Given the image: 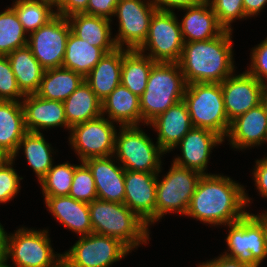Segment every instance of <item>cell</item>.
Listing matches in <instances>:
<instances>
[{"label": "cell", "instance_id": "obj_1", "mask_svg": "<svg viewBox=\"0 0 267 267\" xmlns=\"http://www.w3.org/2000/svg\"><path fill=\"white\" fill-rule=\"evenodd\" d=\"M250 200L244 188L230 177L207 173L199 179L185 215L226 226L248 213L243 208Z\"/></svg>", "mask_w": 267, "mask_h": 267}, {"label": "cell", "instance_id": "obj_2", "mask_svg": "<svg viewBox=\"0 0 267 267\" xmlns=\"http://www.w3.org/2000/svg\"><path fill=\"white\" fill-rule=\"evenodd\" d=\"M232 31L224 30L219 36L203 41L184 42L179 60L186 84L222 83L232 75Z\"/></svg>", "mask_w": 267, "mask_h": 267}, {"label": "cell", "instance_id": "obj_3", "mask_svg": "<svg viewBox=\"0 0 267 267\" xmlns=\"http://www.w3.org/2000/svg\"><path fill=\"white\" fill-rule=\"evenodd\" d=\"M88 205L93 233L116 238L130 250L146 244L149 225L124 203L95 199Z\"/></svg>", "mask_w": 267, "mask_h": 267}, {"label": "cell", "instance_id": "obj_4", "mask_svg": "<svg viewBox=\"0 0 267 267\" xmlns=\"http://www.w3.org/2000/svg\"><path fill=\"white\" fill-rule=\"evenodd\" d=\"M186 82L179 63L155 62L140 96L142 120L147 125L172 105L183 100Z\"/></svg>", "mask_w": 267, "mask_h": 267}, {"label": "cell", "instance_id": "obj_5", "mask_svg": "<svg viewBox=\"0 0 267 267\" xmlns=\"http://www.w3.org/2000/svg\"><path fill=\"white\" fill-rule=\"evenodd\" d=\"M185 102L193 127L205 128L223 139L229 132L221 83H190L186 86Z\"/></svg>", "mask_w": 267, "mask_h": 267}, {"label": "cell", "instance_id": "obj_6", "mask_svg": "<svg viewBox=\"0 0 267 267\" xmlns=\"http://www.w3.org/2000/svg\"><path fill=\"white\" fill-rule=\"evenodd\" d=\"M121 131L116 132L115 151L118 160L123 163L125 170L160 173L161 160L165 152L157 144L155 146L151 139L138 126H122Z\"/></svg>", "mask_w": 267, "mask_h": 267}, {"label": "cell", "instance_id": "obj_7", "mask_svg": "<svg viewBox=\"0 0 267 267\" xmlns=\"http://www.w3.org/2000/svg\"><path fill=\"white\" fill-rule=\"evenodd\" d=\"M201 177L200 172L172 163L164 179L157 180L155 221L171 211L185 215Z\"/></svg>", "mask_w": 267, "mask_h": 267}, {"label": "cell", "instance_id": "obj_8", "mask_svg": "<svg viewBox=\"0 0 267 267\" xmlns=\"http://www.w3.org/2000/svg\"><path fill=\"white\" fill-rule=\"evenodd\" d=\"M183 46L182 31L174 12L157 10L151 18L148 36L138 51L143 53L150 49L148 56L155 62L178 63Z\"/></svg>", "mask_w": 267, "mask_h": 267}, {"label": "cell", "instance_id": "obj_9", "mask_svg": "<svg viewBox=\"0 0 267 267\" xmlns=\"http://www.w3.org/2000/svg\"><path fill=\"white\" fill-rule=\"evenodd\" d=\"M131 251L120 240L91 233L82 236L72 248L62 254L68 267H109Z\"/></svg>", "mask_w": 267, "mask_h": 267}, {"label": "cell", "instance_id": "obj_10", "mask_svg": "<svg viewBox=\"0 0 267 267\" xmlns=\"http://www.w3.org/2000/svg\"><path fill=\"white\" fill-rule=\"evenodd\" d=\"M47 233L18 229L8 237L7 259L11 256L15 267H56L63 261L62 254H54Z\"/></svg>", "mask_w": 267, "mask_h": 267}, {"label": "cell", "instance_id": "obj_11", "mask_svg": "<svg viewBox=\"0 0 267 267\" xmlns=\"http://www.w3.org/2000/svg\"><path fill=\"white\" fill-rule=\"evenodd\" d=\"M230 230L226 238L230 253L224 255L258 267L267 257L265 232L262 224L249 212L240 220L228 224Z\"/></svg>", "mask_w": 267, "mask_h": 267}, {"label": "cell", "instance_id": "obj_12", "mask_svg": "<svg viewBox=\"0 0 267 267\" xmlns=\"http://www.w3.org/2000/svg\"><path fill=\"white\" fill-rule=\"evenodd\" d=\"M70 32L67 17L56 14L38 30L29 33L27 46L45 70L62 67Z\"/></svg>", "mask_w": 267, "mask_h": 267}, {"label": "cell", "instance_id": "obj_13", "mask_svg": "<svg viewBox=\"0 0 267 267\" xmlns=\"http://www.w3.org/2000/svg\"><path fill=\"white\" fill-rule=\"evenodd\" d=\"M70 130V144L78 152L81 162L114 155L116 130L112 121L103 115L77 124Z\"/></svg>", "mask_w": 267, "mask_h": 267}, {"label": "cell", "instance_id": "obj_14", "mask_svg": "<svg viewBox=\"0 0 267 267\" xmlns=\"http://www.w3.org/2000/svg\"><path fill=\"white\" fill-rule=\"evenodd\" d=\"M119 0L114 16L119 19V33L114 38L116 46L122 48L124 44L127 50H138L145 42L150 21L157 11L149 1Z\"/></svg>", "mask_w": 267, "mask_h": 267}, {"label": "cell", "instance_id": "obj_15", "mask_svg": "<svg viewBox=\"0 0 267 267\" xmlns=\"http://www.w3.org/2000/svg\"><path fill=\"white\" fill-rule=\"evenodd\" d=\"M263 86L247 70L237 76L230 75L221 83L224 107L230 123L261 103Z\"/></svg>", "mask_w": 267, "mask_h": 267}, {"label": "cell", "instance_id": "obj_16", "mask_svg": "<svg viewBox=\"0 0 267 267\" xmlns=\"http://www.w3.org/2000/svg\"><path fill=\"white\" fill-rule=\"evenodd\" d=\"M157 175L125 170L124 204L147 225L155 222Z\"/></svg>", "mask_w": 267, "mask_h": 267}, {"label": "cell", "instance_id": "obj_17", "mask_svg": "<svg viewBox=\"0 0 267 267\" xmlns=\"http://www.w3.org/2000/svg\"><path fill=\"white\" fill-rule=\"evenodd\" d=\"M223 141L220 135L211 130L193 127L178 143L183 158H175L173 163L204 175L211 149Z\"/></svg>", "mask_w": 267, "mask_h": 267}, {"label": "cell", "instance_id": "obj_18", "mask_svg": "<svg viewBox=\"0 0 267 267\" xmlns=\"http://www.w3.org/2000/svg\"><path fill=\"white\" fill-rule=\"evenodd\" d=\"M113 155L94 157L84 161L93 174L97 190V199L124 203L125 169L111 160Z\"/></svg>", "mask_w": 267, "mask_h": 267}, {"label": "cell", "instance_id": "obj_19", "mask_svg": "<svg viewBox=\"0 0 267 267\" xmlns=\"http://www.w3.org/2000/svg\"><path fill=\"white\" fill-rule=\"evenodd\" d=\"M25 128L29 132L39 133V129L64 126L71 129L66 120L62 101L48 100L36 94H27L23 98Z\"/></svg>", "mask_w": 267, "mask_h": 267}, {"label": "cell", "instance_id": "obj_20", "mask_svg": "<svg viewBox=\"0 0 267 267\" xmlns=\"http://www.w3.org/2000/svg\"><path fill=\"white\" fill-rule=\"evenodd\" d=\"M149 124L158 131L157 144L166 153L177 147L184 135L193 128L183 100L172 105Z\"/></svg>", "mask_w": 267, "mask_h": 267}, {"label": "cell", "instance_id": "obj_21", "mask_svg": "<svg viewBox=\"0 0 267 267\" xmlns=\"http://www.w3.org/2000/svg\"><path fill=\"white\" fill-rule=\"evenodd\" d=\"M227 136L236 149L257 146L267 141V114L264 106L260 103L234 119Z\"/></svg>", "mask_w": 267, "mask_h": 267}, {"label": "cell", "instance_id": "obj_22", "mask_svg": "<svg viewBox=\"0 0 267 267\" xmlns=\"http://www.w3.org/2000/svg\"><path fill=\"white\" fill-rule=\"evenodd\" d=\"M183 10L187 12L179 24L184 42L210 40L225 30L219 24L208 0H202L199 4Z\"/></svg>", "mask_w": 267, "mask_h": 267}, {"label": "cell", "instance_id": "obj_23", "mask_svg": "<svg viewBox=\"0 0 267 267\" xmlns=\"http://www.w3.org/2000/svg\"><path fill=\"white\" fill-rule=\"evenodd\" d=\"M45 203L60 223L80 237L93 233L88 203L70 196L45 197Z\"/></svg>", "mask_w": 267, "mask_h": 267}, {"label": "cell", "instance_id": "obj_24", "mask_svg": "<svg viewBox=\"0 0 267 267\" xmlns=\"http://www.w3.org/2000/svg\"><path fill=\"white\" fill-rule=\"evenodd\" d=\"M123 62V48L105 55L85 77L91 90L102 102L118 85L121 84V68Z\"/></svg>", "mask_w": 267, "mask_h": 267}, {"label": "cell", "instance_id": "obj_25", "mask_svg": "<svg viewBox=\"0 0 267 267\" xmlns=\"http://www.w3.org/2000/svg\"><path fill=\"white\" fill-rule=\"evenodd\" d=\"M71 31L89 44L101 48L105 53L112 52L117 48L114 38H111V19L75 13L67 17Z\"/></svg>", "mask_w": 267, "mask_h": 267}, {"label": "cell", "instance_id": "obj_26", "mask_svg": "<svg viewBox=\"0 0 267 267\" xmlns=\"http://www.w3.org/2000/svg\"><path fill=\"white\" fill-rule=\"evenodd\" d=\"M102 115L108 113L112 122L122 126H139L142 122L140 97L122 84L118 85L102 102ZM114 120V121H113Z\"/></svg>", "mask_w": 267, "mask_h": 267}, {"label": "cell", "instance_id": "obj_27", "mask_svg": "<svg viewBox=\"0 0 267 267\" xmlns=\"http://www.w3.org/2000/svg\"><path fill=\"white\" fill-rule=\"evenodd\" d=\"M26 132L22 102L0 100V148L12 157Z\"/></svg>", "mask_w": 267, "mask_h": 267}, {"label": "cell", "instance_id": "obj_28", "mask_svg": "<svg viewBox=\"0 0 267 267\" xmlns=\"http://www.w3.org/2000/svg\"><path fill=\"white\" fill-rule=\"evenodd\" d=\"M12 72L15 75L20 90L25 94H35L39 87L45 69L33 56L26 45L7 55Z\"/></svg>", "mask_w": 267, "mask_h": 267}, {"label": "cell", "instance_id": "obj_29", "mask_svg": "<svg viewBox=\"0 0 267 267\" xmlns=\"http://www.w3.org/2000/svg\"><path fill=\"white\" fill-rule=\"evenodd\" d=\"M63 105L70 128L102 115V103L85 80L63 101Z\"/></svg>", "mask_w": 267, "mask_h": 267}, {"label": "cell", "instance_id": "obj_30", "mask_svg": "<svg viewBox=\"0 0 267 267\" xmlns=\"http://www.w3.org/2000/svg\"><path fill=\"white\" fill-rule=\"evenodd\" d=\"M84 80L82 75L64 67L47 69L35 94L41 98L63 102Z\"/></svg>", "mask_w": 267, "mask_h": 267}, {"label": "cell", "instance_id": "obj_31", "mask_svg": "<svg viewBox=\"0 0 267 267\" xmlns=\"http://www.w3.org/2000/svg\"><path fill=\"white\" fill-rule=\"evenodd\" d=\"M104 55L105 52L101 48L92 46L71 31L66 42L62 67L73 70L85 78Z\"/></svg>", "mask_w": 267, "mask_h": 267}, {"label": "cell", "instance_id": "obj_32", "mask_svg": "<svg viewBox=\"0 0 267 267\" xmlns=\"http://www.w3.org/2000/svg\"><path fill=\"white\" fill-rule=\"evenodd\" d=\"M154 63L155 61L149 56H145L138 50L123 48L121 84L140 97L146 89L148 77Z\"/></svg>", "mask_w": 267, "mask_h": 267}, {"label": "cell", "instance_id": "obj_33", "mask_svg": "<svg viewBox=\"0 0 267 267\" xmlns=\"http://www.w3.org/2000/svg\"><path fill=\"white\" fill-rule=\"evenodd\" d=\"M49 145L41 132L27 131L20 140L16 153L11 158L14 159L21 146H23L26 159L40 182L53 165L51 157L52 149Z\"/></svg>", "mask_w": 267, "mask_h": 267}, {"label": "cell", "instance_id": "obj_34", "mask_svg": "<svg viewBox=\"0 0 267 267\" xmlns=\"http://www.w3.org/2000/svg\"><path fill=\"white\" fill-rule=\"evenodd\" d=\"M52 4L36 0H16L12 8L26 32H33L51 20L56 12Z\"/></svg>", "mask_w": 267, "mask_h": 267}, {"label": "cell", "instance_id": "obj_35", "mask_svg": "<svg viewBox=\"0 0 267 267\" xmlns=\"http://www.w3.org/2000/svg\"><path fill=\"white\" fill-rule=\"evenodd\" d=\"M27 33L15 10L10 7L0 13V55L7 56L18 48L27 45Z\"/></svg>", "mask_w": 267, "mask_h": 267}, {"label": "cell", "instance_id": "obj_36", "mask_svg": "<svg viewBox=\"0 0 267 267\" xmlns=\"http://www.w3.org/2000/svg\"><path fill=\"white\" fill-rule=\"evenodd\" d=\"M76 165L63 163L52 168L40 180L45 197L69 196Z\"/></svg>", "mask_w": 267, "mask_h": 267}, {"label": "cell", "instance_id": "obj_37", "mask_svg": "<svg viewBox=\"0 0 267 267\" xmlns=\"http://www.w3.org/2000/svg\"><path fill=\"white\" fill-rule=\"evenodd\" d=\"M81 163L75 168L69 196L90 203L97 199L95 181L89 167L84 162Z\"/></svg>", "mask_w": 267, "mask_h": 267}, {"label": "cell", "instance_id": "obj_38", "mask_svg": "<svg viewBox=\"0 0 267 267\" xmlns=\"http://www.w3.org/2000/svg\"><path fill=\"white\" fill-rule=\"evenodd\" d=\"M216 14L219 24L225 29L232 31L231 22L236 18H246L243 0H208Z\"/></svg>", "mask_w": 267, "mask_h": 267}, {"label": "cell", "instance_id": "obj_39", "mask_svg": "<svg viewBox=\"0 0 267 267\" xmlns=\"http://www.w3.org/2000/svg\"><path fill=\"white\" fill-rule=\"evenodd\" d=\"M25 97L20 90L7 56L0 55V100L18 101ZM17 98V99H16Z\"/></svg>", "mask_w": 267, "mask_h": 267}, {"label": "cell", "instance_id": "obj_40", "mask_svg": "<svg viewBox=\"0 0 267 267\" xmlns=\"http://www.w3.org/2000/svg\"><path fill=\"white\" fill-rule=\"evenodd\" d=\"M13 161L10 158L0 166V203L10 201L18 193L20 180L23 179L11 167Z\"/></svg>", "mask_w": 267, "mask_h": 267}, {"label": "cell", "instance_id": "obj_41", "mask_svg": "<svg viewBox=\"0 0 267 267\" xmlns=\"http://www.w3.org/2000/svg\"><path fill=\"white\" fill-rule=\"evenodd\" d=\"M251 59V68L247 72L265 84L267 79V38L256 48H253Z\"/></svg>", "mask_w": 267, "mask_h": 267}, {"label": "cell", "instance_id": "obj_42", "mask_svg": "<svg viewBox=\"0 0 267 267\" xmlns=\"http://www.w3.org/2000/svg\"><path fill=\"white\" fill-rule=\"evenodd\" d=\"M118 1L119 0H89L87 9L83 13L110 19V17L115 14Z\"/></svg>", "mask_w": 267, "mask_h": 267}, {"label": "cell", "instance_id": "obj_43", "mask_svg": "<svg viewBox=\"0 0 267 267\" xmlns=\"http://www.w3.org/2000/svg\"><path fill=\"white\" fill-rule=\"evenodd\" d=\"M89 0H62L57 5L56 14L68 17L75 13H83L87 9Z\"/></svg>", "mask_w": 267, "mask_h": 267}, {"label": "cell", "instance_id": "obj_44", "mask_svg": "<svg viewBox=\"0 0 267 267\" xmlns=\"http://www.w3.org/2000/svg\"><path fill=\"white\" fill-rule=\"evenodd\" d=\"M254 169L255 185L260 194L267 198V157L257 160Z\"/></svg>", "mask_w": 267, "mask_h": 267}, {"label": "cell", "instance_id": "obj_45", "mask_svg": "<svg viewBox=\"0 0 267 267\" xmlns=\"http://www.w3.org/2000/svg\"><path fill=\"white\" fill-rule=\"evenodd\" d=\"M201 1L202 0H152L150 2L156 7L157 10L172 11L170 10L171 8L183 9L197 5Z\"/></svg>", "mask_w": 267, "mask_h": 267}, {"label": "cell", "instance_id": "obj_46", "mask_svg": "<svg viewBox=\"0 0 267 267\" xmlns=\"http://www.w3.org/2000/svg\"><path fill=\"white\" fill-rule=\"evenodd\" d=\"M198 267H250V266L238 261L236 258H231L223 254L220 255V257L216 258L215 260L199 264Z\"/></svg>", "mask_w": 267, "mask_h": 267}, {"label": "cell", "instance_id": "obj_47", "mask_svg": "<svg viewBox=\"0 0 267 267\" xmlns=\"http://www.w3.org/2000/svg\"><path fill=\"white\" fill-rule=\"evenodd\" d=\"M267 0H243V7L246 17L258 14L266 5Z\"/></svg>", "mask_w": 267, "mask_h": 267}, {"label": "cell", "instance_id": "obj_48", "mask_svg": "<svg viewBox=\"0 0 267 267\" xmlns=\"http://www.w3.org/2000/svg\"><path fill=\"white\" fill-rule=\"evenodd\" d=\"M8 237L0 223V262L7 260Z\"/></svg>", "mask_w": 267, "mask_h": 267}, {"label": "cell", "instance_id": "obj_49", "mask_svg": "<svg viewBox=\"0 0 267 267\" xmlns=\"http://www.w3.org/2000/svg\"><path fill=\"white\" fill-rule=\"evenodd\" d=\"M263 226L265 232V244H266V252H267V213H262L260 215L252 214Z\"/></svg>", "mask_w": 267, "mask_h": 267}, {"label": "cell", "instance_id": "obj_50", "mask_svg": "<svg viewBox=\"0 0 267 267\" xmlns=\"http://www.w3.org/2000/svg\"><path fill=\"white\" fill-rule=\"evenodd\" d=\"M261 104L264 106L267 114V82L263 86L262 95H261Z\"/></svg>", "mask_w": 267, "mask_h": 267}, {"label": "cell", "instance_id": "obj_51", "mask_svg": "<svg viewBox=\"0 0 267 267\" xmlns=\"http://www.w3.org/2000/svg\"><path fill=\"white\" fill-rule=\"evenodd\" d=\"M11 157L0 148V166L3 165Z\"/></svg>", "mask_w": 267, "mask_h": 267}, {"label": "cell", "instance_id": "obj_52", "mask_svg": "<svg viewBox=\"0 0 267 267\" xmlns=\"http://www.w3.org/2000/svg\"><path fill=\"white\" fill-rule=\"evenodd\" d=\"M62 0H52V5L57 6Z\"/></svg>", "mask_w": 267, "mask_h": 267}, {"label": "cell", "instance_id": "obj_53", "mask_svg": "<svg viewBox=\"0 0 267 267\" xmlns=\"http://www.w3.org/2000/svg\"><path fill=\"white\" fill-rule=\"evenodd\" d=\"M7 260L0 262V267H10L6 264Z\"/></svg>", "mask_w": 267, "mask_h": 267}, {"label": "cell", "instance_id": "obj_54", "mask_svg": "<svg viewBox=\"0 0 267 267\" xmlns=\"http://www.w3.org/2000/svg\"><path fill=\"white\" fill-rule=\"evenodd\" d=\"M56 267H68V266L62 261Z\"/></svg>", "mask_w": 267, "mask_h": 267}, {"label": "cell", "instance_id": "obj_55", "mask_svg": "<svg viewBox=\"0 0 267 267\" xmlns=\"http://www.w3.org/2000/svg\"><path fill=\"white\" fill-rule=\"evenodd\" d=\"M36 1H44V2H48V3L52 4V0H36Z\"/></svg>", "mask_w": 267, "mask_h": 267}]
</instances>
